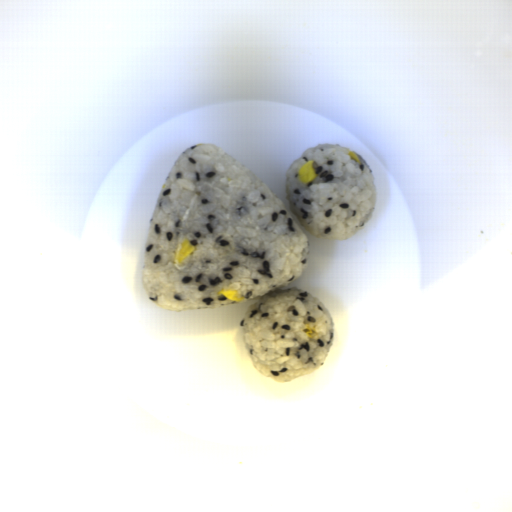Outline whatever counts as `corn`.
<instances>
[{
    "mask_svg": "<svg viewBox=\"0 0 512 512\" xmlns=\"http://www.w3.org/2000/svg\"><path fill=\"white\" fill-rule=\"evenodd\" d=\"M308 329V332L306 333L308 335L309 338H312L313 337V334H316V327H311L309 325H307L306 327Z\"/></svg>",
    "mask_w": 512,
    "mask_h": 512,
    "instance_id": "cfcad685",
    "label": "corn"
},
{
    "mask_svg": "<svg viewBox=\"0 0 512 512\" xmlns=\"http://www.w3.org/2000/svg\"><path fill=\"white\" fill-rule=\"evenodd\" d=\"M348 155L351 157V160H354V161H356L357 163L361 164V160H360V158L357 156V154H356V153H354V152H352V151H351V152H349V154H348Z\"/></svg>",
    "mask_w": 512,
    "mask_h": 512,
    "instance_id": "2b8c4276",
    "label": "corn"
},
{
    "mask_svg": "<svg viewBox=\"0 0 512 512\" xmlns=\"http://www.w3.org/2000/svg\"><path fill=\"white\" fill-rule=\"evenodd\" d=\"M217 295H224L226 299H228L229 301L241 302L242 300H244V297H238L236 290L232 289L223 288L217 292Z\"/></svg>",
    "mask_w": 512,
    "mask_h": 512,
    "instance_id": "5cfa1b94",
    "label": "corn"
},
{
    "mask_svg": "<svg viewBox=\"0 0 512 512\" xmlns=\"http://www.w3.org/2000/svg\"><path fill=\"white\" fill-rule=\"evenodd\" d=\"M298 179L301 182L309 183L317 178V170L314 167V161L305 162L304 165L298 170Z\"/></svg>",
    "mask_w": 512,
    "mask_h": 512,
    "instance_id": "51d56268",
    "label": "corn"
},
{
    "mask_svg": "<svg viewBox=\"0 0 512 512\" xmlns=\"http://www.w3.org/2000/svg\"><path fill=\"white\" fill-rule=\"evenodd\" d=\"M196 250L195 246L188 240L185 239L181 243V248L177 254L176 263H182L185 258L190 256Z\"/></svg>",
    "mask_w": 512,
    "mask_h": 512,
    "instance_id": "f1292c28",
    "label": "corn"
}]
</instances>
